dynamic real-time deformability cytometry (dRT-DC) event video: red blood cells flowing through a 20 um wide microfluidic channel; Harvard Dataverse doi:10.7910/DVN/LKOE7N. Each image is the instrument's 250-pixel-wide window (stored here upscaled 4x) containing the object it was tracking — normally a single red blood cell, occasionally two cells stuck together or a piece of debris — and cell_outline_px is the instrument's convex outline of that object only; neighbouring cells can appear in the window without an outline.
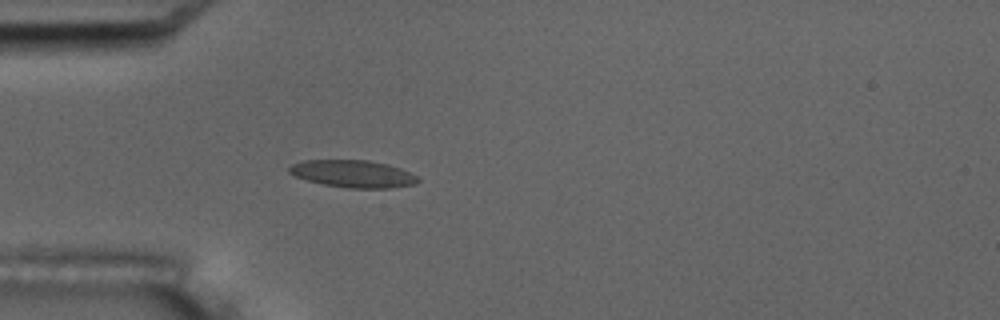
{"species": "common noctule bat (a hibernating species)", "species_latin": "Nyctalus noctula", "temperature_condition": "room temperature", "stored_images_in_passage": 5, "camera_frame_rate_fps": 3000, "um_per_image_px": 0.085, "animal": {"sex": "male", "body_mass_g": 17.5, "forearm_length_mm": 52.3}, "frame": {"image": 1, "passage_image": 5, "time_ms": 5.333, "image_size_px": [1000, 320], "cell_outline_px": [[420, 180], [416, 184], [388, 188], [348, 188], [324, 184], [308, 180], [296, 176], [288, 172], [288, 168], [292, 164], [304, 160], [368, 160], [388, 164], [400, 168], [416, 176]], "centroid_in_image_um": [30.01, 14.77], "position_along_channel_um": 55.0, "area_um2": 20.35}}